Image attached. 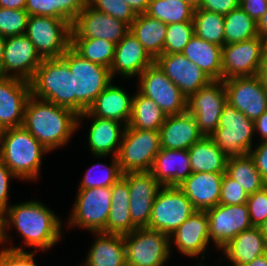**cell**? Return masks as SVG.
Instances as JSON below:
<instances>
[{"instance_id":"1","label":"cell","mask_w":267,"mask_h":266,"mask_svg":"<svg viewBox=\"0 0 267 266\" xmlns=\"http://www.w3.org/2000/svg\"><path fill=\"white\" fill-rule=\"evenodd\" d=\"M11 226L24 238V245L34 247L36 251L53 248L62 237L63 226L58 215L37 200L12 204L2 214V241L5 244Z\"/></svg>"},{"instance_id":"2","label":"cell","mask_w":267,"mask_h":266,"mask_svg":"<svg viewBox=\"0 0 267 266\" xmlns=\"http://www.w3.org/2000/svg\"><path fill=\"white\" fill-rule=\"evenodd\" d=\"M78 114L66 107L30 96L23 126L50 152L63 147L78 130Z\"/></svg>"},{"instance_id":"3","label":"cell","mask_w":267,"mask_h":266,"mask_svg":"<svg viewBox=\"0 0 267 266\" xmlns=\"http://www.w3.org/2000/svg\"><path fill=\"white\" fill-rule=\"evenodd\" d=\"M45 153V147L23 125L1 133L0 160L17 179L37 180Z\"/></svg>"},{"instance_id":"4","label":"cell","mask_w":267,"mask_h":266,"mask_svg":"<svg viewBox=\"0 0 267 266\" xmlns=\"http://www.w3.org/2000/svg\"><path fill=\"white\" fill-rule=\"evenodd\" d=\"M73 75L74 111H87L95 98L113 81L110 69L82 58L71 47L61 56Z\"/></svg>"},{"instance_id":"5","label":"cell","mask_w":267,"mask_h":266,"mask_svg":"<svg viewBox=\"0 0 267 266\" xmlns=\"http://www.w3.org/2000/svg\"><path fill=\"white\" fill-rule=\"evenodd\" d=\"M31 95L74 111V84L62 58L43 59L29 81Z\"/></svg>"},{"instance_id":"6","label":"cell","mask_w":267,"mask_h":266,"mask_svg":"<svg viewBox=\"0 0 267 266\" xmlns=\"http://www.w3.org/2000/svg\"><path fill=\"white\" fill-rule=\"evenodd\" d=\"M254 134L255 121L226 102L218 127L210 138L228 157H231L249 154L253 148Z\"/></svg>"},{"instance_id":"7","label":"cell","mask_w":267,"mask_h":266,"mask_svg":"<svg viewBox=\"0 0 267 266\" xmlns=\"http://www.w3.org/2000/svg\"><path fill=\"white\" fill-rule=\"evenodd\" d=\"M72 24L64 19L29 15L25 35L42 59L61 58L71 44Z\"/></svg>"},{"instance_id":"8","label":"cell","mask_w":267,"mask_h":266,"mask_svg":"<svg viewBox=\"0 0 267 266\" xmlns=\"http://www.w3.org/2000/svg\"><path fill=\"white\" fill-rule=\"evenodd\" d=\"M127 266H164L171 255L170 236L147 227L123 235Z\"/></svg>"},{"instance_id":"9","label":"cell","mask_w":267,"mask_h":266,"mask_svg":"<svg viewBox=\"0 0 267 266\" xmlns=\"http://www.w3.org/2000/svg\"><path fill=\"white\" fill-rule=\"evenodd\" d=\"M159 150V131L125 127L117 155L122 173L150 171Z\"/></svg>"},{"instance_id":"10","label":"cell","mask_w":267,"mask_h":266,"mask_svg":"<svg viewBox=\"0 0 267 266\" xmlns=\"http://www.w3.org/2000/svg\"><path fill=\"white\" fill-rule=\"evenodd\" d=\"M196 209L177 186H162L152 205L148 227L170 236Z\"/></svg>"},{"instance_id":"11","label":"cell","mask_w":267,"mask_h":266,"mask_svg":"<svg viewBox=\"0 0 267 266\" xmlns=\"http://www.w3.org/2000/svg\"><path fill=\"white\" fill-rule=\"evenodd\" d=\"M76 195L68 226H78L92 234L106 233V222L111 207V187L78 189Z\"/></svg>"},{"instance_id":"12","label":"cell","mask_w":267,"mask_h":266,"mask_svg":"<svg viewBox=\"0 0 267 266\" xmlns=\"http://www.w3.org/2000/svg\"><path fill=\"white\" fill-rule=\"evenodd\" d=\"M138 92L152 99L167 115L187 111V97L154 62L138 77Z\"/></svg>"},{"instance_id":"13","label":"cell","mask_w":267,"mask_h":266,"mask_svg":"<svg viewBox=\"0 0 267 266\" xmlns=\"http://www.w3.org/2000/svg\"><path fill=\"white\" fill-rule=\"evenodd\" d=\"M226 102L223 80H212L187 98V111L195 117L198 130L203 136L210 137L217 129Z\"/></svg>"},{"instance_id":"14","label":"cell","mask_w":267,"mask_h":266,"mask_svg":"<svg viewBox=\"0 0 267 266\" xmlns=\"http://www.w3.org/2000/svg\"><path fill=\"white\" fill-rule=\"evenodd\" d=\"M266 41L259 36L222 47V80L258 75Z\"/></svg>"},{"instance_id":"15","label":"cell","mask_w":267,"mask_h":266,"mask_svg":"<svg viewBox=\"0 0 267 266\" xmlns=\"http://www.w3.org/2000/svg\"><path fill=\"white\" fill-rule=\"evenodd\" d=\"M209 221V240L217 250L223 248L240 232L252 227L246 203L239 205L218 204L206 210Z\"/></svg>"},{"instance_id":"16","label":"cell","mask_w":267,"mask_h":266,"mask_svg":"<svg viewBox=\"0 0 267 266\" xmlns=\"http://www.w3.org/2000/svg\"><path fill=\"white\" fill-rule=\"evenodd\" d=\"M130 31V26L88 4L72 24L71 38H96L118 44Z\"/></svg>"},{"instance_id":"17","label":"cell","mask_w":267,"mask_h":266,"mask_svg":"<svg viewBox=\"0 0 267 266\" xmlns=\"http://www.w3.org/2000/svg\"><path fill=\"white\" fill-rule=\"evenodd\" d=\"M42 60L35 46L25 34L7 37L0 76L30 81Z\"/></svg>"},{"instance_id":"18","label":"cell","mask_w":267,"mask_h":266,"mask_svg":"<svg viewBox=\"0 0 267 266\" xmlns=\"http://www.w3.org/2000/svg\"><path fill=\"white\" fill-rule=\"evenodd\" d=\"M227 102L256 121L267 110V91L258 75L223 80Z\"/></svg>"},{"instance_id":"19","label":"cell","mask_w":267,"mask_h":266,"mask_svg":"<svg viewBox=\"0 0 267 266\" xmlns=\"http://www.w3.org/2000/svg\"><path fill=\"white\" fill-rule=\"evenodd\" d=\"M122 177L128 182L130 192V217L137 228L148 227L152 205L162 185L150 171L128 172Z\"/></svg>"},{"instance_id":"20","label":"cell","mask_w":267,"mask_h":266,"mask_svg":"<svg viewBox=\"0 0 267 266\" xmlns=\"http://www.w3.org/2000/svg\"><path fill=\"white\" fill-rule=\"evenodd\" d=\"M30 96L29 81L0 76V128L2 130L23 125L25 107Z\"/></svg>"},{"instance_id":"21","label":"cell","mask_w":267,"mask_h":266,"mask_svg":"<svg viewBox=\"0 0 267 266\" xmlns=\"http://www.w3.org/2000/svg\"><path fill=\"white\" fill-rule=\"evenodd\" d=\"M154 62L187 98L212 81L182 53L162 54Z\"/></svg>"},{"instance_id":"22","label":"cell","mask_w":267,"mask_h":266,"mask_svg":"<svg viewBox=\"0 0 267 266\" xmlns=\"http://www.w3.org/2000/svg\"><path fill=\"white\" fill-rule=\"evenodd\" d=\"M173 241V243H172ZM209 240V221L206 211L196 210L171 235L170 243L187 257L204 259Z\"/></svg>"},{"instance_id":"23","label":"cell","mask_w":267,"mask_h":266,"mask_svg":"<svg viewBox=\"0 0 267 266\" xmlns=\"http://www.w3.org/2000/svg\"><path fill=\"white\" fill-rule=\"evenodd\" d=\"M141 43L129 31L123 39L115 45L114 60L110 67L112 79L120 74L124 78L139 76L147 67L154 63Z\"/></svg>"},{"instance_id":"24","label":"cell","mask_w":267,"mask_h":266,"mask_svg":"<svg viewBox=\"0 0 267 266\" xmlns=\"http://www.w3.org/2000/svg\"><path fill=\"white\" fill-rule=\"evenodd\" d=\"M82 118H92V124L88 131V148L95 158H102L108 155L117 157L122 137L125 131V125L111 119H102L93 115H79L78 128ZM123 126V127H121Z\"/></svg>"},{"instance_id":"25","label":"cell","mask_w":267,"mask_h":266,"mask_svg":"<svg viewBox=\"0 0 267 266\" xmlns=\"http://www.w3.org/2000/svg\"><path fill=\"white\" fill-rule=\"evenodd\" d=\"M223 176L224 173L192 172L177 187L196 210L206 211L219 204Z\"/></svg>"},{"instance_id":"26","label":"cell","mask_w":267,"mask_h":266,"mask_svg":"<svg viewBox=\"0 0 267 266\" xmlns=\"http://www.w3.org/2000/svg\"><path fill=\"white\" fill-rule=\"evenodd\" d=\"M203 135L199 132L195 117L188 111L167 116L160 127V148L188 150Z\"/></svg>"},{"instance_id":"27","label":"cell","mask_w":267,"mask_h":266,"mask_svg":"<svg viewBox=\"0 0 267 266\" xmlns=\"http://www.w3.org/2000/svg\"><path fill=\"white\" fill-rule=\"evenodd\" d=\"M132 99L123 88L112 82L95 98L86 112L79 115H93L111 119L128 126L132 114Z\"/></svg>"},{"instance_id":"28","label":"cell","mask_w":267,"mask_h":266,"mask_svg":"<svg viewBox=\"0 0 267 266\" xmlns=\"http://www.w3.org/2000/svg\"><path fill=\"white\" fill-rule=\"evenodd\" d=\"M150 172L162 186L180 185L192 173L188 150L160 148Z\"/></svg>"},{"instance_id":"29","label":"cell","mask_w":267,"mask_h":266,"mask_svg":"<svg viewBox=\"0 0 267 266\" xmlns=\"http://www.w3.org/2000/svg\"><path fill=\"white\" fill-rule=\"evenodd\" d=\"M221 249L232 266H243L267 253V243L261 228L252 226L240 232Z\"/></svg>"},{"instance_id":"30","label":"cell","mask_w":267,"mask_h":266,"mask_svg":"<svg viewBox=\"0 0 267 266\" xmlns=\"http://www.w3.org/2000/svg\"><path fill=\"white\" fill-rule=\"evenodd\" d=\"M84 266H127L123 235L95 232Z\"/></svg>"},{"instance_id":"31","label":"cell","mask_w":267,"mask_h":266,"mask_svg":"<svg viewBox=\"0 0 267 266\" xmlns=\"http://www.w3.org/2000/svg\"><path fill=\"white\" fill-rule=\"evenodd\" d=\"M182 54L212 80H222V46L194 35Z\"/></svg>"},{"instance_id":"32","label":"cell","mask_w":267,"mask_h":266,"mask_svg":"<svg viewBox=\"0 0 267 266\" xmlns=\"http://www.w3.org/2000/svg\"><path fill=\"white\" fill-rule=\"evenodd\" d=\"M192 172L226 173L228 156L213 142L203 136L189 149Z\"/></svg>"},{"instance_id":"33","label":"cell","mask_w":267,"mask_h":266,"mask_svg":"<svg viewBox=\"0 0 267 266\" xmlns=\"http://www.w3.org/2000/svg\"><path fill=\"white\" fill-rule=\"evenodd\" d=\"M166 30L167 24L145 13L137 15L130 25V32L154 60L163 54Z\"/></svg>"},{"instance_id":"34","label":"cell","mask_w":267,"mask_h":266,"mask_svg":"<svg viewBox=\"0 0 267 266\" xmlns=\"http://www.w3.org/2000/svg\"><path fill=\"white\" fill-rule=\"evenodd\" d=\"M226 174L238 182L247 195L254 194L267 186L249 154L229 157Z\"/></svg>"},{"instance_id":"35","label":"cell","mask_w":267,"mask_h":266,"mask_svg":"<svg viewBox=\"0 0 267 266\" xmlns=\"http://www.w3.org/2000/svg\"><path fill=\"white\" fill-rule=\"evenodd\" d=\"M132 97V114L128 126L139 130L159 131L167 115L152 99L138 91Z\"/></svg>"},{"instance_id":"36","label":"cell","mask_w":267,"mask_h":266,"mask_svg":"<svg viewBox=\"0 0 267 266\" xmlns=\"http://www.w3.org/2000/svg\"><path fill=\"white\" fill-rule=\"evenodd\" d=\"M70 47L82 58L110 69L114 60L115 44L96 38H71Z\"/></svg>"},{"instance_id":"37","label":"cell","mask_w":267,"mask_h":266,"mask_svg":"<svg viewBox=\"0 0 267 266\" xmlns=\"http://www.w3.org/2000/svg\"><path fill=\"white\" fill-rule=\"evenodd\" d=\"M195 9L183 0H150L145 14L165 24L192 21Z\"/></svg>"},{"instance_id":"38","label":"cell","mask_w":267,"mask_h":266,"mask_svg":"<svg viewBox=\"0 0 267 266\" xmlns=\"http://www.w3.org/2000/svg\"><path fill=\"white\" fill-rule=\"evenodd\" d=\"M192 21L195 36L222 47L225 45L224 15L197 9Z\"/></svg>"},{"instance_id":"39","label":"cell","mask_w":267,"mask_h":266,"mask_svg":"<svg viewBox=\"0 0 267 266\" xmlns=\"http://www.w3.org/2000/svg\"><path fill=\"white\" fill-rule=\"evenodd\" d=\"M225 44L238 43L258 36L257 23L240 7L224 15Z\"/></svg>"},{"instance_id":"40","label":"cell","mask_w":267,"mask_h":266,"mask_svg":"<svg viewBox=\"0 0 267 266\" xmlns=\"http://www.w3.org/2000/svg\"><path fill=\"white\" fill-rule=\"evenodd\" d=\"M111 160L112 161L109 166L102 163H97L91 166V168H89L82 177L78 189L112 187L122 177L123 173L120 169L117 157L112 156ZM96 167H99L98 169H102V174L99 176L94 175Z\"/></svg>"},{"instance_id":"41","label":"cell","mask_w":267,"mask_h":266,"mask_svg":"<svg viewBox=\"0 0 267 266\" xmlns=\"http://www.w3.org/2000/svg\"><path fill=\"white\" fill-rule=\"evenodd\" d=\"M193 36V21L167 24L163 54L182 53Z\"/></svg>"},{"instance_id":"42","label":"cell","mask_w":267,"mask_h":266,"mask_svg":"<svg viewBox=\"0 0 267 266\" xmlns=\"http://www.w3.org/2000/svg\"><path fill=\"white\" fill-rule=\"evenodd\" d=\"M29 14L25 9L0 7V35L7 38L26 33Z\"/></svg>"},{"instance_id":"43","label":"cell","mask_w":267,"mask_h":266,"mask_svg":"<svg viewBox=\"0 0 267 266\" xmlns=\"http://www.w3.org/2000/svg\"><path fill=\"white\" fill-rule=\"evenodd\" d=\"M129 206L130 204H116L110 207L106 233L125 235L137 228L132 223Z\"/></svg>"},{"instance_id":"44","label":"cell","mask_w":267,"mask_h":266,"mask_svg":"<svg viewBox=\"0 0 267 266\" xmlns=\"http://www.w3.org/2000/svg\"><path fill=\"white\" fill-rule=\"evenodd\" d=\"M87 4L93 9L119 19L129 26L137 16L124 0H87Z\"/></svg>"},{"instance_id":"45","label":"cell","mask_w":267,"mask_h":266,"mask_svg":"<svg viewBox=\"0 0 267 266\" xmlns=\"http://www.w3.org/2000/svg\"><path fill=\"white\" fill-rule=\"evenodd\" d=\"M87 0H50V17L64 19L74 23Z\"/></svg>"},{"instance_id":"46","label":"cell","mask_w":267,"mask_h":266,"mask_svg":"<svg viewBox=\"0 0 267 266\" xmlns=\"http://www.w3.org/2000/svg\"><path fill=\"white\" fill-rule=\"evenodd\" d=\"M246 204L252 226L260 227L267 218V186L248 195Z\"/></svg>"},{"instance_id":"47","label":"cell","mask_w":267,"mask_h":266,"mask_svg":"<svg viewBox=\"0 0 267 266\" xmlns=\"http://www.w3.org/2000/svg\"><path fill=\"white\" fill-rule=\"evenodd\" d=\"M34 252H27L23 247H3L0 250V266H38L34 261Z\"/></svg>"},{"instance_id":"48","label":"cell","mask_w":267,"mask_h":266,"mask_svg":"<svg viewBox=\"0 0 267 266\" xmlns=\"http://www.w3.org/2000/svg\"><path fill=\"white\" fill-rule=\"evenodd\" d=\"M248 195L238 182L224 173L219 204L239 205L247 203Z\"/></svg>"},{"instance_id":"49","label":"cell","mask_w":267,"mask_h":266,"mask_svg":"<svg viewBox=\"0 0 267 266\" xmlns=\"http://www.w3.org/2000/svg\"><path fill=\"white\" fill-rule=\"evenodd\" d=\"M17 178L11 170L0 160V214H3L8 205L10 179Z\"/></svg>"},{"instance_id":"50","label":"cell","mask_w":267,"mask_h":266,"mask_svg":"<svg viewBox=\"0 0 267 266\" xmlns=\"http://www.w3.org/2000/svg\"><path fill=\"white\" fill-rule=\"evenodd\" d=\"M239 7V0H202L200 9L226 15Z\"/></svg>"},{"instance_id":"51","label":"cell","mask_w":267,"mask_h":266,"mask_svg":"<svg viewBox=\"0 0 267 266\" xmlns=\"http://www.w3.org/2000/svg\"><path fill=\"white\" fill-rule=\"evenodd\" d=\"M249 155L253 158L257 170L267 183V141H260L258 146L251 149Z\"/></svg>"},{"instance_id":"52","label":"cell","mask_w":267,"mask_h":266,"mask_svg":"<svg viewBox=\"0 0 267 266\" xmlns=\"http://www.w3.org/2000/svg\"><path fill=\"white\" fill-rule=\"evenodd\" d=\"M239 7L257 22L267 12V0H239Z\"/></svg>"},{"instance_id":"53","label":"cell","mask_w":267,"mask_h":266,"mask_svg":"<svg viewBox=\"0 0 267 266\" xmlns=\"http://www.w3.org/2000/svg\"><path fill=\"white\" fill-rule=\"evenodd\" d=\"M111 206L116 204H130L128 182L121 177L112 187Z\"/></svg>"},{"instance_id":"54","label":"cell","mask_w":267,"mask_h":266,"mask_svg":"<svg viewBox=\"0 0 267 266\" xmlns=\"http://www.w3.org/2000/svg\"><path fill=\"white\" fill-rule=\"evenodd\" d=\"M25 10L29 15L50 17V0H26Z\"/></svg>"},{"instance_id":"55","label":"cell","mask_w":267,"mask_h":266,"mask_svg":"<svg viewBox=\"0 0 267 266\" xmlns=\"http://www.w3.org/2000/svg\"><path fill=\"white\" fill-rule=\"evenodd\" d=\"M258 131L261 141H267V110L255 121V132Z\"/></svg>"},{"instance_id":"56","label":"cell","mask_w":267,"mask_h":266,"mask_svg":"<svg viewBox=\"0 0 267 266\" xmlns=\"http://www.w3.org/2000/svg\"><path fill=\"white\" fill-rule=\"evenodd\" d=\"M136 15L144 14L147 11L150 0H124Z\"/></svg>"},{"instance_id":"57","label":"cell","mask_w":267,"mask_h":266,"mask_svg":"<svg viewBox=\"0 0 267 266\" xmlns=\"http://www.w3.org/2000/svg\"><path fill=\"white\" fill-rule=\"evenodd\" d=\"M258 76L261 79L263 88L267 91V43L263 51L262 63L261 68L259 69Z\"/></svg>"},{"instance_id":"58","label":"cell","mask_w":267,"mask_h":266,"mask_svg":"<svg viewBox=\"0 0 267 266\" xmlns=\"http://www.w3.org/2000/svg\"><path fill=\"white\" fill-rule=\"evenodd\" d=\"M26 0H0V7L8 9H25Z\"/></svg>"},{"instance_id":"59","label":"cell","mask_w":267,"mask_h":266,"mask_svg":"<svg viewBox=\"0 0 267 266\" xmlns=\"http://www.w3.org/2000/svg\"><path fill=\"white\" fill-rule=\"evenodd\" d=\"M256 23L258 36L267 42V12Z\"/></svg>"},{"instance_id":"60","label":"cell","mask_w":267,"mask_h":266,"mask_svg":"<svg viewBox=\"0 0 267 266\" xmlns=\"http://www.w3.org/2000/svg\"><path fill=\"white\" fill-rule=\"evenodd\" d=\"M243 266H267V253L255 258L252 262Z\"/></svg>"},{"instance_id":"61","label":"cell","mask_w":267,"mask_h":266,"mask_svg":"<svg viewBox=\"0 0 267 266\" xmlns=\"http://www.w3.org/2000/svg\"><path fill=\"white\" fill-rule=\"evenodd\" d=\"M5 41H6V38L0 35V69H1L2 60H3Z\"/></svg>"},{"instance_id":"62","label":"cell","mask_w":267,"mask_h":266,"mask_svg":"<svg viewBox=\"0 0 267 266\" xmlns=\"http://www.w3.org/2000/svg\"><path fill=\"white\" fill-rule=\"evenodd\" d=\"M183 1H185L187 4H189L195 10L200 9V5L202 2V0H183Z\"/></svg>"},{"instance_id":"63","label":"cell","mask_w":267,"mask_h":266,"mask_svg":"<svg viewBox=\"0 0 267 266\" xmlns=\"http://www.w3.org/2000/svg\"><path fill=\"white\" fill-rule=\"evenodd\" d=\"M262 234L265 237L266 243H267V218L265 219L264 223L260 226Z\"/></svg>"},{"instance_id":"64","label":"cell","mask_w":267,"mask_h":266,"mask_svg":"<svg viewBox=\"0 0 267 266\" xmlns=\"http://www.w3.org/2000/svg\"><path fill=\"white\" fill-rule=\"evenodd\" d=\"M0 245H3V241H2V214H0Z\"/></svg>"},{"instance_id":"65","label":"cell","mask_w":267,"mask_h":266,"mask_svg":"<svg viewBox=\"0 0 267 266\" xmlns=\"http://www.w3.org/2000/svg\"><path fill=\"white\" fill-rule=\"evenodd\" d=\"M199 266H206V265H205V264H203V262H202V263L200 262V263H199Z\"/></svg>"}]
</instances>
